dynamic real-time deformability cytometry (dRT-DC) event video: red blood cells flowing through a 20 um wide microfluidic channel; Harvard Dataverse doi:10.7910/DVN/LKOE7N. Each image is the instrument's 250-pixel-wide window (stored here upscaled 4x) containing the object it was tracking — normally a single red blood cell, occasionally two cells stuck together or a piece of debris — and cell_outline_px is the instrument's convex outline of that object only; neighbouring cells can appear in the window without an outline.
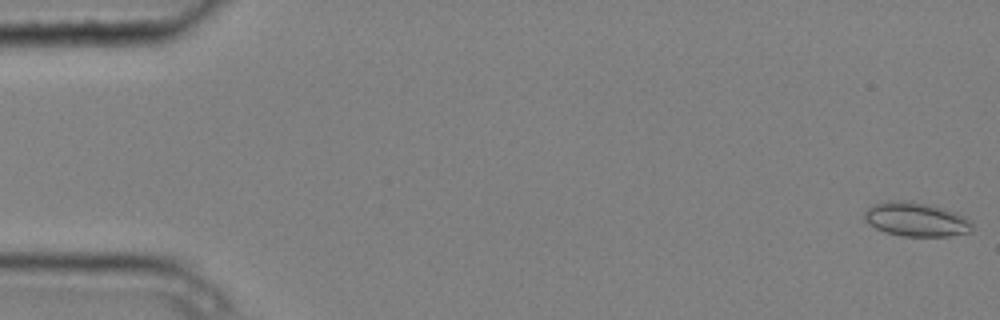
{"species": "common noctule bat (a hibernating species)", "species_latin": "Nyctalus noctula", "temperature_condition": "cold", "stored_images_in_passage": 6, "camera_frame_rate_fps": 3000, "um_per_image_px": 0.085, "animal": {"sex": "male", "body_mass_g": 20.4}, "frame": {"image": 1, "passage_image": 1, "time_ms": 0.0, "image_size_px": [1000, 320], "cell_outline_px": [[972, 232], [948, 236], [904, 236], [888, 232], [876, 228], [868, 224], [864, 220], [864, 212], [872, 204], [888, 200], [912, 200], [944, 208], [956, 212], [964, 216], [972, 224]], "centroid_in_image_um": [77.85, 18.63], "position_along_channel_um": 7.1, "area_um2": 21.56}}
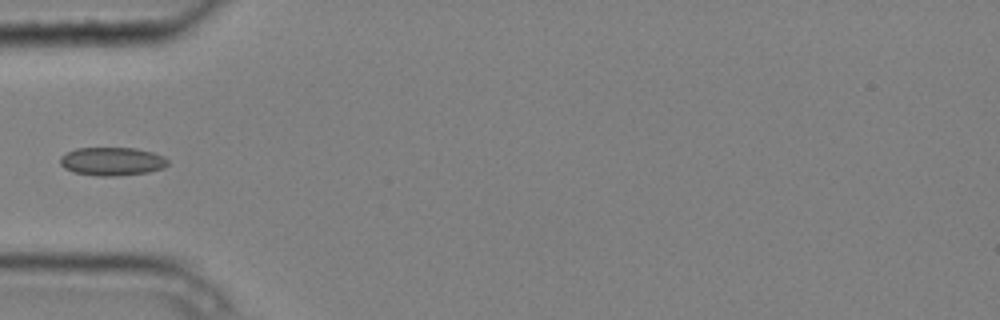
{"frame": {"image": 2, "passage_image": 5, "time_ms": 1.333, "image_size_px": [1000, 320], "cell_outline_px": [[168, 164], [164, 168], [148, 172], [112, 176], [96, 176], [72, 172], [64, 168], [60, 164], [60, 156], [76, 148], [136, 148], [152, 152], [164, 156], [168, 160]], "centroid_in_image_um": [9.52, 13.72], "position_along_channel_um": 75.5, "area_um2": 17.86}}
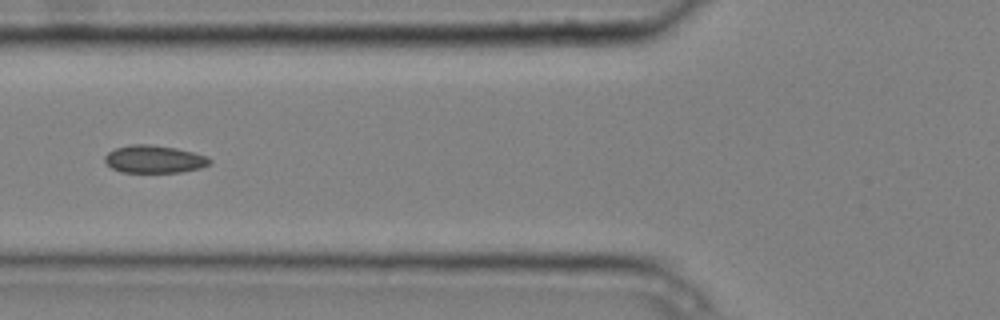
{"frame": {"image": 3, "passage_image": 6, "time_ms": 1.667, "image_size_px": [1000, 320], "cell_outline_px": [[212, 164], [200, 168], [180, 172], [120, 172], [112, 168], [104, 160], [104, 156], [108, 152], [116, 148], [132, 144], [148, 144], [176, 148], [208, 156], [212, 160]], "centroid_in_image_um": [13.13, 13.53], "position_along_channel_um": 112.7, "area_um2": 16.94}}